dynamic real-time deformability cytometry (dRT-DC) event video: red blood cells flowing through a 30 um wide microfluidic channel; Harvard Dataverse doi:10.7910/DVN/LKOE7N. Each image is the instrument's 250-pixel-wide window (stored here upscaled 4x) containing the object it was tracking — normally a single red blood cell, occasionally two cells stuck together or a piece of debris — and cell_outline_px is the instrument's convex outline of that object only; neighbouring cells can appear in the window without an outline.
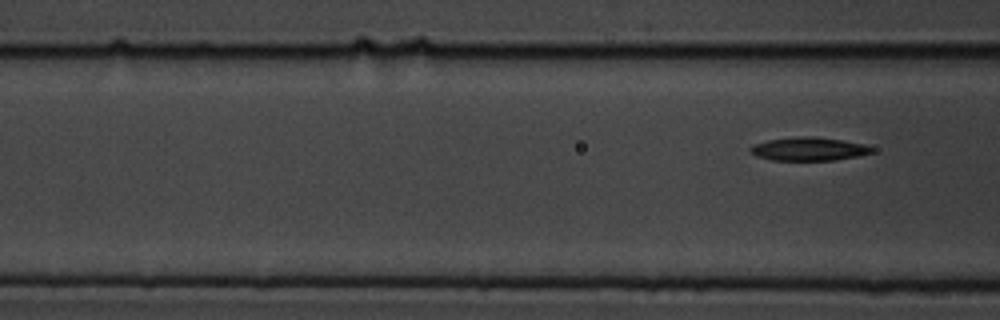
{"species": "common noctule bat (a hibernating species)", "species_latin": "Nyctalus noctula", "temperature_condition": "cold", "stored_images_in_passage": 7, "segment_of_instrument_passage": [2, 2], "camera_frame_rate_fps": 3000, "um_per_image_px": 0.085, "animal": {"sex": "male", "body_mass_g": 19.5, "forearm_length_mm": 54.6}, "frame": {"image": 1, "passage_image": 7, "time_ms": 2.0, "image_size_px": [1000, 320], "cell_outline_px": [[876, 148], [872, 152], [860, 156], [836, 160], [772, 160], [756, 156], [748, 152], [748, 148], [752, 144], [768, 140], [800, 136], [816, 136], [864, 144]], "centroid_in_image_um": [68.73, 12.66], "position_along_channel_um": 97.9, "area_um2": 16.76}}